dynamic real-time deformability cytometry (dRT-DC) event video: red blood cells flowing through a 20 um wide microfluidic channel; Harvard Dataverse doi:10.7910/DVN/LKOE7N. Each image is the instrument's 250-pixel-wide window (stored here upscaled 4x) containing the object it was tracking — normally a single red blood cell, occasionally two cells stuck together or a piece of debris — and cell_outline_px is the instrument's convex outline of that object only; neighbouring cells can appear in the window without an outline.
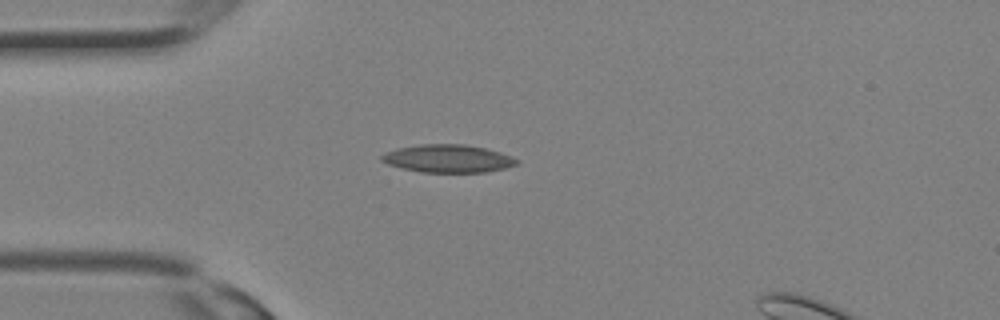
{"species": "Egyptian fruit bat (a non-hibernating species)", "species_latin": "Rousettus aegyptiacus", "temperature_condition": "room temperature", "stored_images_in_passage": 9, "camera_frame_rate_fps": 3000, "um_per_image_px": 0.085, "animal": {"sex": "female"}, "frame": {"image": 1, "passage_image": 6, "time_ms": 1.667, "image_size_px": [1000, 320], "cell_outline_px": [[520, 160], [516, 164], [504, 168], [488, 172], [420, 172], [400, 168], [388, 164], [380, 160], [380, 156], [396, 148], [420, 144], [464, 144], [488, 148], [512, 156]], "centroid_in_image_um": [38.08, 13.47], "position_along_channel_um": 46.9, "area_um2": 22.08}}
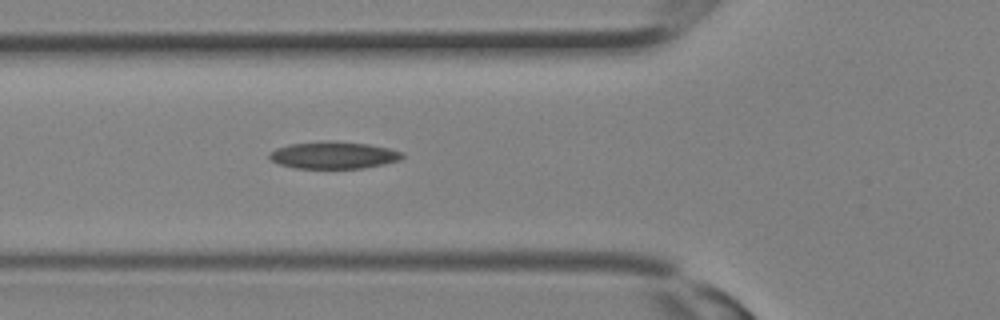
{"frame": {"image": 2, "passage_image": 9, "time_ms": 2.667, "image_size_px": [1000, 320], "cell_outline_px": [[404, 156], [400, 160], [364, 168], [296, 168], [280, 164], [272, 160], [268, 156], [268, 152], [276, 148], [288, 144], [328, 140], [368, 144], [388, 148], [404, 152]], "centroid_in_image_um": [28.34, 13.18], "position_along_channel_um": 97.5, "area_um2": 21.04}}